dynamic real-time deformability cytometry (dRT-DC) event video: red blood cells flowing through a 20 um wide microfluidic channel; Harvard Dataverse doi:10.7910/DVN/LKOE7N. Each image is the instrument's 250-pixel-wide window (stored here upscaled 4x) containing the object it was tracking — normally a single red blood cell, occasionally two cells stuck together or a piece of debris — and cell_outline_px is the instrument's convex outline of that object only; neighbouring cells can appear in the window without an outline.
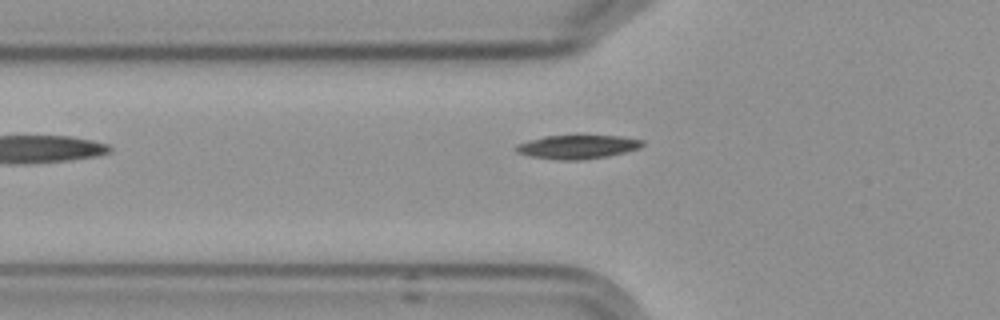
{"species": "Egyptian fruit bat (a non-hibernating species)", "species_latin": "Rousettus aegyptiacus", "temperature_condition": "cold", "stored_images_in_passage": 3, "camera_frame_rate_fps": 3000, "um_per_image_px": 0.085, "frame": {"image": 1, "passage_image": 3, "time_ms": 2.667, "image_size_px": [1000, 320], "cell_outline_px": [[644, 144], [640, 148], [608, 156], [580, 160], [556, 160], [528, 156], [516, 152], [512, 148], [516, 144], [528, 140], [544, 136], [576, 132], [624, 136], [644, 140]], "centroid_in_image_um": [49.06, 12.42], "position_along_channel_um": 76.7, "area_um2": 18.84}}